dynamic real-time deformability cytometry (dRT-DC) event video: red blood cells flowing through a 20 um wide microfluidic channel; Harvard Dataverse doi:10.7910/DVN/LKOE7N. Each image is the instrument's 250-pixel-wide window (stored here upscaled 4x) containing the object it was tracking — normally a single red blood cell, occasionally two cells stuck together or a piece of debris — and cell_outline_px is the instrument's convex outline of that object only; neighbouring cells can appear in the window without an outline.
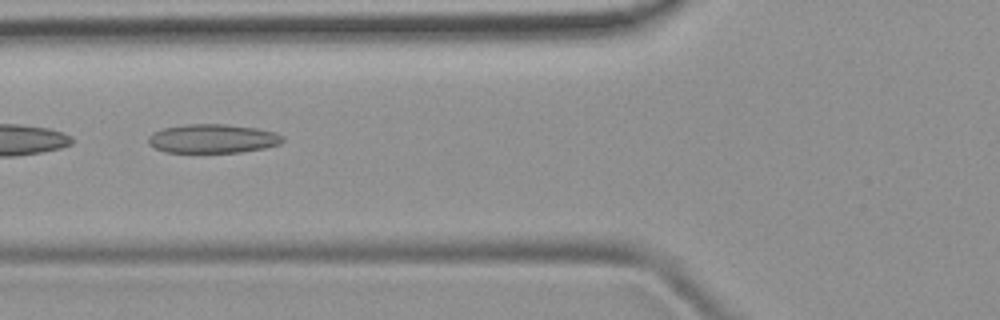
{"species": "common noctule bat (a hibernating species)", "species_latin": "Nyctalus noctula", "temperature_condition": "room temperature", "stored_images_in_passage": 3, "camera_frame_rate_fps": 3000, "um_per_image_px": 0.085, "animal": {"sex": "female", "body_mass_g": 19.9}, "frame": {"image": 1, "passage_image": 3, "time_ms": 2.333, "image_size_px": [1000, 320], "cell_outline_px": [[284, 140], [280, 144], [264, 148], [240, 152], [164, 152], [148, 144], [148, 136], [152, 132], [164, 128], [184, 124], [228, 124], [256, 128], [276, 132], [284, 136]], "centroid_in_image_um": [18.08, 11.77], "position_along_channel_um": 107.7, "area_um2": 22.77}}